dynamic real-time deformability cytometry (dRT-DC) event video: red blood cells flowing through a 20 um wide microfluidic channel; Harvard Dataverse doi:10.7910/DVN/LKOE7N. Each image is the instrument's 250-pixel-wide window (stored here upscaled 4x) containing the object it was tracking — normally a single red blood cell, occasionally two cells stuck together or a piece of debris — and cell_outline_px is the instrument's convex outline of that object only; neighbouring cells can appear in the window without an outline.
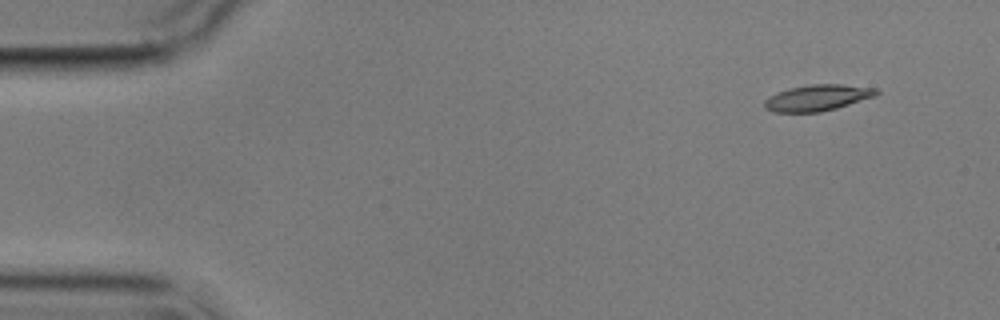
{"species": "common noctule bat (a hibernating species)", "species_latin": "Nyctalus noctula", "temperature_condition": "cold", "stored_images_in_passage": 4, "camera_frame_rate_fps": 3000, "um_per_image_px": 0.085, "animal": {"sex": "male", "body_mass_g": 17.9}, "frame": {"image": 1, "passage_image": 1, "time_ms": 0.0, "image_size_px": [1000, 320], "cell_outline_px": [[880, 92], [876, 96], [836, 108], [820, 112], [772, 112], [764, 108], [764, 100], [768, 96], [776, 92], [788, 88], [812, 84], [840, 84], [876, 88]], "centroid_in_image_um": [69.45, 8.31], "position_along_channel_um": 15.5, "area_um2": 17.17}}
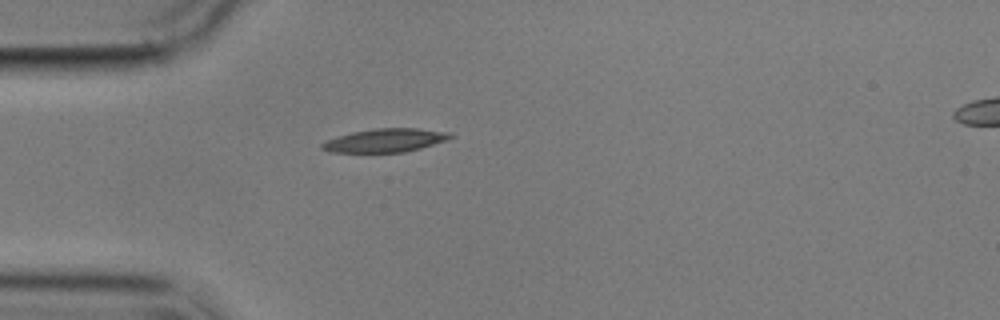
{"frame": {"image": 2, "passage_image": 4, "time_ms": 3.667, "image_size_px": [1000, 320], "cell_outline_px": [[456, 136], [448, 140], [420, 148], [404, 152], [328, 152], [320, 148], [320, 144], [328, 140], [352, 132], [376, 128], [416, 128], [452, 132]], "centroid_in_image_um": [32.8, 11.93], "position_along_channel_um": 52.2, "area_um2": 17.57}}